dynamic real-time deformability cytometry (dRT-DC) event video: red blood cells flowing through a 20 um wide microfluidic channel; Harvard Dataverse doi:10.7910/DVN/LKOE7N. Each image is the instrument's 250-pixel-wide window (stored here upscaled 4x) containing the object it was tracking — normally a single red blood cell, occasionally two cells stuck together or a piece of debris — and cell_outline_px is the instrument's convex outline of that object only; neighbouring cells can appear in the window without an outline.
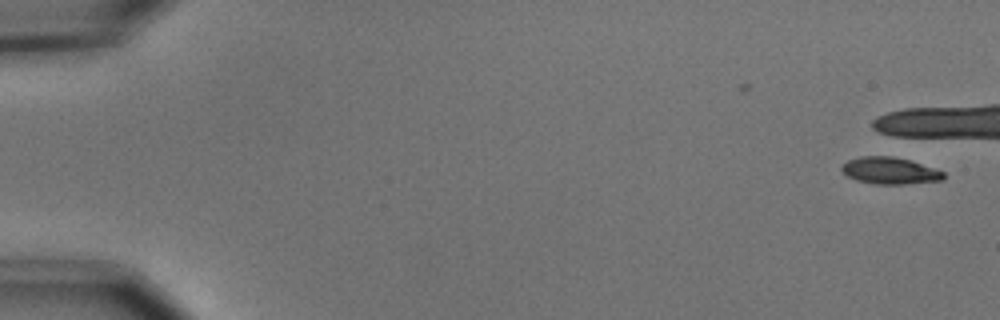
{"species": "common noctule bat (a hibernating species)", "species_latin": "Nyctalus noctula", "temperature_condition": "cold", "stored_images_in_passage": 9, "camera_frame_rate_fps": 3000, "um_per_image_px": 0.085, "animal": {"sex": "male", "body_mass_g": 15.6}, "frame": {"image": 1, "passage_image": 1, "time_ms": 0.0, "image_size_px": [1000, 320], "cell_outline_px": [[944, 176], [940, 180], [904, 184], [876, 184], [856, 180], [848, 176], [840, 168], [848, 160], [860, 156], [892, 156], [908, 160], [944, 172]], "centroid_in_image_um": [75.59, 14.51], "position_along_channel_um": 9.4, "area_um2": 15.55}}